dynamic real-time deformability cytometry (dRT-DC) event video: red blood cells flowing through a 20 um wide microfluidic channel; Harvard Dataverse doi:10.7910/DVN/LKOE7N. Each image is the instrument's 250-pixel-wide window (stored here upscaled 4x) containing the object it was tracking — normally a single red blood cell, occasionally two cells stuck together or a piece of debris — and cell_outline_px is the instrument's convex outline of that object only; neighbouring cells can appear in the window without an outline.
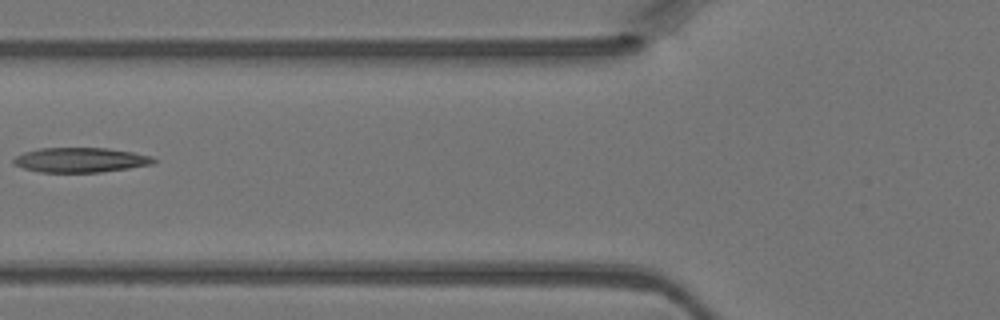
{"species": "Egyptian fruit bat (a non-hibernating species)", "species_latin": "Rousettus aegyptiacus", "temperature_condition": "warm", "stored_images_in_passage": 5, "camera_frame_rate_fps": 3000, "um_per_image_px": 0.085, "animal": {"sex": "female"}, "frame": {"image": 1, "passage_image": 5, "time_ms": 1.333, "image_size_px": [1000, 320], "cell_outline_px": [[156, 160], [152, 164], [128, 168], [100, 172], [40, 172], [24, 168], [12, 164], [12, 160], [16, 156], [24, 152], [40, 148], [108, 148], [132, 152], [152, 156]], "centroid_in_image_um": [6.82, 13.59], "position_along_channel_um": 119.0, "area_um2": 20.11}}